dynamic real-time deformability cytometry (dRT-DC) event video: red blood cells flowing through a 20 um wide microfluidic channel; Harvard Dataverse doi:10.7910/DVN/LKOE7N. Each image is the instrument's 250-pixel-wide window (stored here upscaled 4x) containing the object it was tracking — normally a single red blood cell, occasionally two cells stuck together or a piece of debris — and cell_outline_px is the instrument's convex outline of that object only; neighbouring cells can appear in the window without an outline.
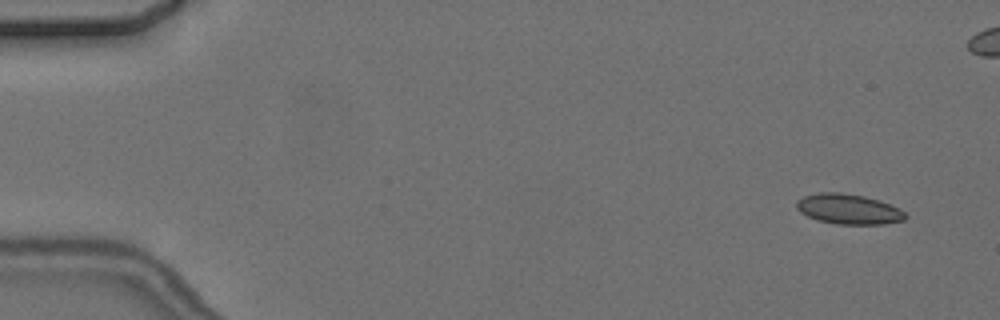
{"species": "common noctule bat (a hibernating species)", "species_latin": "Nyctalus noctula", "temperature_condition": "cold", "stored_images_in_passage": 4, "camera_frame_rate_fps": 3000, "um_per_image_px": 0.085, "animal": {"sex": "female", "body_mass_g": 24.6, "forearm_length_mm": 56.2}, "frame": {"image": 1, "passage_image": 1, "time_ms": 0.0, "image_size_px": [1000, 320], "cell_outline_px": [[908, 216], [904, 220], [884, 224], [836, 224], [816, 220], [800, 212], [796, 208], [796, 200], [804, 196], [820, 192], [840, 192], [864, 196], [880, 200], [900, 208]], "centroid_in_image_um": [72.13, 17.77], "position_along_channel_um": 12.9, "area_um2": 19.31}}